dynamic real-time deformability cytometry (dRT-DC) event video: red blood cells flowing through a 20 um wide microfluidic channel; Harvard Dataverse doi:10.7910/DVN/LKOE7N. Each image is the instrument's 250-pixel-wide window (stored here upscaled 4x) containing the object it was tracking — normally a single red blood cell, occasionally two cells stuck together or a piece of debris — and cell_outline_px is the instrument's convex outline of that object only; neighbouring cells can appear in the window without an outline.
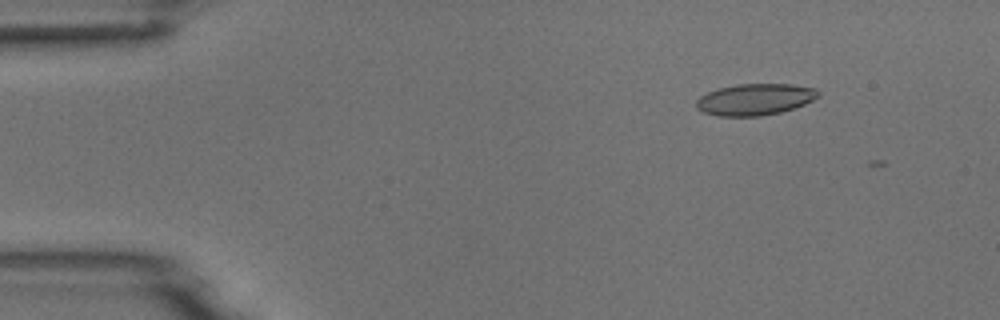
{"species": "common noctule bat (a hibernating species)", "species_latin": "Nyctalus noctula", "temperature_condition": "room temperature", "stored_images_in_passage": 2, "camera_frame_rate_fps": 3000, "um_per_image_px": 0.085, "animal": {"sex": "male", "body_mass_g": 18.8}, "frame": {"image": 1, "passage_image": 1, "time_ms": 0.0, "image_size_px": [1000, 320], "cell_outline_px": [[820, 96], [804, 104], [780, 112], [760, 116], [716, 116], [704, 112], [696, 108], [696, 100], [700, 96], [716, 88], [736, 84], [792, 84], [816, 88], [820, 92]], "centroid_in_image_um": [64.16, 8.44], "position_along_channel_um": 20.8, "area_um2": 22.48}}